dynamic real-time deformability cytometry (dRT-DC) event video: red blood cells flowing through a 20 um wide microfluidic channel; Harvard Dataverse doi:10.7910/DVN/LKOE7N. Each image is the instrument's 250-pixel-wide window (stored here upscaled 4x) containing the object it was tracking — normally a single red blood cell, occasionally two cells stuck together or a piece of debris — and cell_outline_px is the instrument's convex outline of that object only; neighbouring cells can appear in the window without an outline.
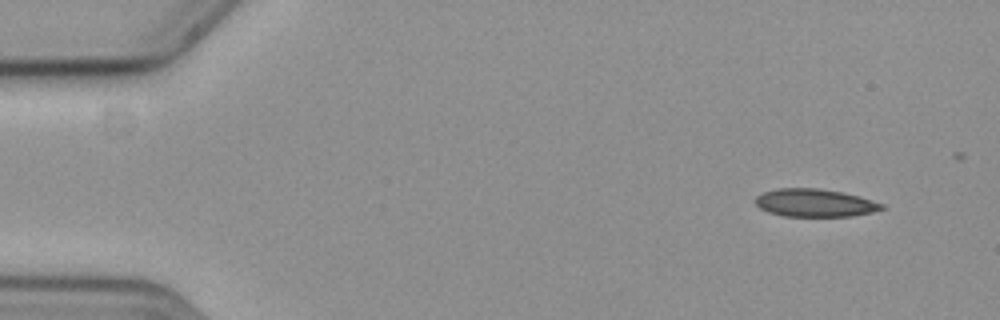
{"species": "common noctule bat (a hibernating species)", "species_latin": "Nyctalus noctula", "temperature_condition": "cold", "stored_images_in_passage": 4, "camera_frame_rate_fps": 3000, "um_per_image_px": 0.085, "animal": {"sex": "female", "body_mass_g": 19.3, "forearm_length_mm": 54.1}, "frame": {"image": 1, "passage_image": 1, "time_ms": 0.0, "image_size_px": [1000, 320], "cell_outline_px": [[884, 208], [872, 212], [852, 216], [784, 216], [768, 212], [760, 208], [756, 204], [756, 196], [764, 192], [776, 188], [816, 188], [840, 192], [860, 196], [884, 204]], "centroid_in_image_um": [69.25, 17.24], "position_along_channel_um": 15.7, "area_um2": 20.4}}